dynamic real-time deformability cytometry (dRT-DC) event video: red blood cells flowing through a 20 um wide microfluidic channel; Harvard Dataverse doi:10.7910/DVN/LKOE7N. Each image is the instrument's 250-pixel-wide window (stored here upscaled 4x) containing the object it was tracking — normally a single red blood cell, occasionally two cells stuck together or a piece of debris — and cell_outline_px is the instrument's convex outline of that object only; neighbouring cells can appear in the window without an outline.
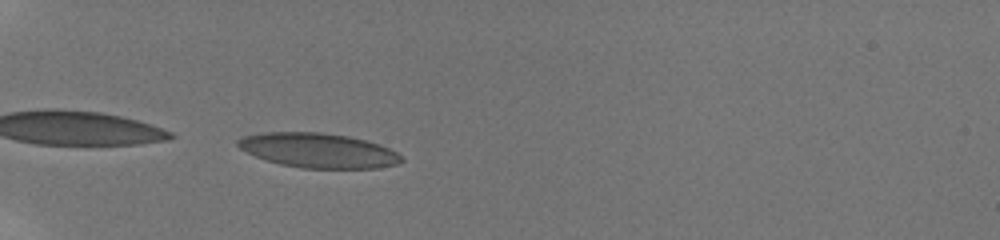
{"species": "human", "species_latin": "Homo sapiens", "temperature_condition": "room temperature", "stored_images_in_passage": 37, "camera_frame_rate_fps": 3000, "um_per_image_px": 0.085, "donor": {"sex": "male"}, "frame": {"image": 1, "passage_image": 1, "time_ms": 0.0, "image_size_px": [1000, 240], "cell_outline_px": [[404, 160], [396, 164], [380, 168], [300, 168], [280, 164], [256, 156], [240, 148], [236, 144], [236, 140], [244, 136], [264, 132], [320, 132], [348, 136], [380, 144], [396, 152]], "centroid_in_image_um": [27.05, 12.78], "position_along_channel_um": 57.9, "area_um2": 32.83}}
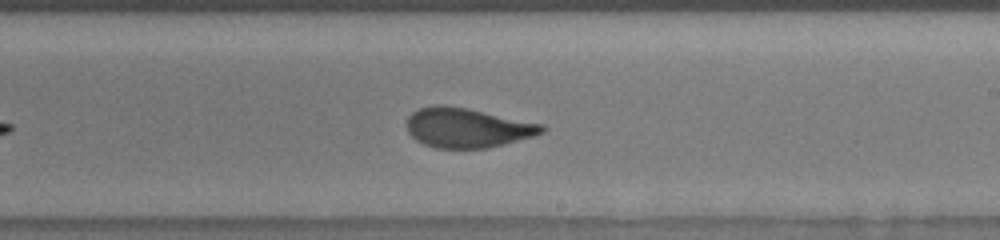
{"frame": {"image": 2, "passage_image": 18, "time_ms": 5.667, "image_size_px": [1000, 240], "cell_outline_px": [[544, 132], [532, 136], [488, 148], [436, 148], [424, 144], [416, 140], [408, 132], [408, 116], [412, 112], [420, 108], [436, 104], [444, 104], [468, 108], [544, 124]], "centroid_in_image_um": [39.7, 10.85], "position_along_channel_um": 249.3, "area_um2": 31.1}}
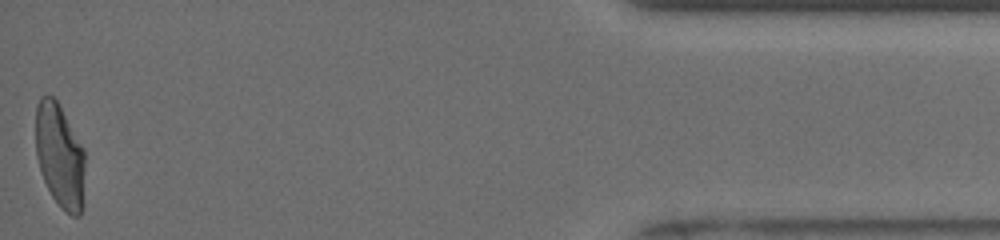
{"frame": {"image": 3, "passage_image": 37, "time_ms": 12.0, "image_size_px": [1000, 240], "cell_outline_px": [[84, 204], [80, 216], [72, 216], [64, 212], [60, 208], [52, 196], [40, 172], [36, 156], [36, 104], [40, 96], [52, 96], [56, 100], [84, 148]], "centroid_in_image_um": [5.09, 13.29], "position_along_channel_um": 430.1, "area_um2": 30.23}}